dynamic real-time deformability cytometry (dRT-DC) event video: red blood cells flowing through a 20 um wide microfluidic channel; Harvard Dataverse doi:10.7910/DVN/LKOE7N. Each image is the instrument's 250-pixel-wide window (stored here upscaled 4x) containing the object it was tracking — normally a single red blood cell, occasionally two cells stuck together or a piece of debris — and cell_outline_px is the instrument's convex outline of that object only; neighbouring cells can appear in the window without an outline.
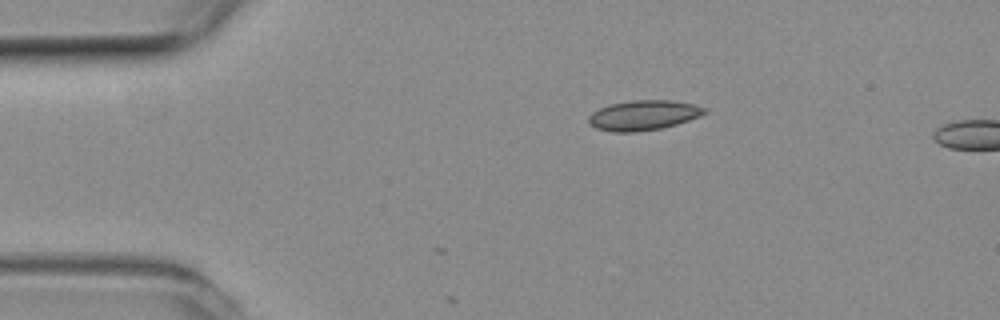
{"species": "common noctule bat (a hibernating species)", "species_latin": "Nyctalus noctula", "temperature_condition": "room temperature", "stored_images_in_passage": 7, "camera_frame_rate_fps": 3000, "um_per_image_px": 0.085, "animal": {"sex": "female", "body_mass_g": 19.3, "forearm_length_mm": 54.1}, "frame": {"image": 1, "passage_image": 1, "time_ms": 0.0, "image_size_px": [1000, 320], "cell_outline_px": [[708, 112], [700, 116], [676, 124], [660, 128], [636, 132], [612, 132], [596, 128], [588, 124], [588, 116], [592, 112], [600, 108], [612, 104], [632, 100], [672, 100], [692, 104], [708, 108]], "centroid_in_image_um": [54.69, 9.8], "position_along_channel_um": 30.3, "area_um2": 20.23}}